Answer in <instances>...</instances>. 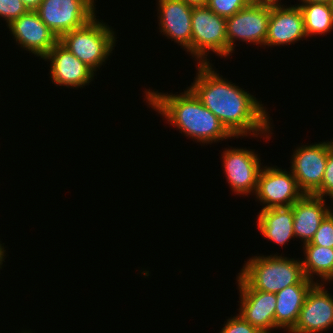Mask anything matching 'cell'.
I'll return each instance as SVG.
<instances>
[{
  "label": "cell",
  "mask_w": 333,
  "mask_h": 333,
  "mask_svg": "<svg viewBox=\"0 0 333 333\" xmlns=\"http://www.w3.org/2000/svg\"><path fill=\"white\" fill-rule=\"evenodd\" d=\"M239 314L263 333L275 328L276 294L260 290H239Z\"/></svg>",
  "instance_id": "cell-17"
},
{
  "label": "cell",
  "mask_w": 333,
  "mask_h": 333,
  "mask_svg": "<svg viewBox=\"0 0 333 333\" xmlns=\"http://www.w3.org/2000/svg\"><path fill=\"white\" fill-rule=\"evenodd\" d=\"M191 56L197 64L210 63V51L228 57L226 18L215 14L207 5L193 6ZM199 61V62H198Z\"/></svg>",
  "instance_id": "cell-5"
},
{
  "label": "cell",
  "mask_w": 333,
  "mask_h": 333,
  "mask_svg": "<svg viewBox=\"0 0 333 333\" xmlns=\"http://www.w3.org/2000/svg\"><path fill=\"white\" fill-rule=\"evenodd\" d=\"M250 2L251 0H208L207 6L215 14L227 18L246 7Z\"/></svg>",
  "instance_id": "cell-22"
},
{
  "label": "cell",
  "mask_w": 333,
  "mask_h": 333,
  "mask_svg": "<svg viewBox=\"0 0 333 333\" xmlns=\"http://www.w3.org/2000/svg\"><path fill=\"white\" fill-rule=\"evenodd\" d=\"M318 282L304 277L298 284L276 293L275 329L282 328L289 333L294 328L308 291Z\"/></svg>",
  "instance_id": "cell-18"
},
{
  "label": "cell",
  "mask_w": 333,
  "mask_h": 333,
  "mask_svg": "<svg viewBox=\"0 0 333 333\" xmlns=\"http://www.w3.org/2000/svg\"><path fill=\"white\" fill-rule=\"evenodd\" d=\"M313 195L324 199L325 196H329V198H331L330 200H333V151L331 150L328 152V158L321 187Z\"/></svg>",
  "instance_id": "cell-25"
},
{
  "label": "cell",
  "mask_w": 333,
  "mask_h": 333,
  "mask_svg": "<svg viewBox=\"0 0 333 333\" xmlns=\"http://www.w3.org/2000/svg\"><path fill=\"white\" fill-rule=\"evenodd\" d=\"M16 43L29 53L43 58L58 42V37L40 19L37 11H27L8 26Z\"/></svg>",
  "instance_id": "cell-12"
},
{
  "label": "cell",
  "mask_w": 333,
  "mask_h": 333,
  "mask_svg": "<svg viewBox=\"0 0 333 333\" xmlns=\"http://www.w3.org/2000/svg\"><path fill=\"white\" fill-rule=\"evenodd\" d=\"M330 150L328 141L307 143L294 150L290 169L304 194L313 195L321 187Z\"/></svg>",
  "instance_id": "cell-9"
},
{
  "label": "cell",
  "mask_w": 333,
  "mask_h": 333,
  "mask_svg": "<svg viewBox=\"0 0 333 333\" xmlns=\"http://www.w3.org/2000/svg\"><path fill=\"white\" fill-rule=\"evenodd\" d=\"M304 249V260L301 259L303 272L306 278L313 281L314 276L321 277V284L333 281V248H326L306 243ZM323 279V280H322Z\"/></svg>",
  "instance_id": "cell-20"
},
{
  "label": "cell",
  "mask_w": 333,
  "mask_h": 333,
  "mask_svg": "<svg viewBox=\"0 0 333 333\" xmlns=\"http://www.w3.org/2000/svg\"><path fill=\"white\" fill-rule=\"evenodd\" d=\"M100 21L95 16L87 24L66 32L59 39L63 46L94 72L106 63L117 41L113 28Z\"/></svg>",
  "instance_id": "cell-4"
},
{
  "label": "cell",
  "mask_w": 333,
  "mask_h": 333,
  "mask_svg": "<svg viewBox=\"0 0 333 333\" xmlns=\"http://www.w3.org/2000/svg\"><path fill=\"white\" fill-rule=\"evenodd\" d=\"M189 5L192 6H205L207 5L208 0H183Z\"/></svg>",
  "instance_id": "cell-28"
},
{
  "label": "cell",
  "mask_w": 333,
  "mask_h": 333,
  "mask_svg": "<svg viewBox=\"0 0 333 333\" xmlns=\"http://www.w3.org/2000/svg\"><path fill=\"white\" fill-rule=\"evenodd\" d=\"M298 6L303 14L307 37L325 35L333 30V10L330 4L299 2Z\"/></svg>",
  "instance_id": "cell-21"
},
{
  "label": "cell",
  "mask_w": 333,
  "mask_h": 333,
  "mask_svg": "<svg viewBox=\"0 0 333 333\" xmlns=\"http://www.w3.org/2000/svg\"><path fill=\"white\" fill-rule=\"evenodd\" d=\"M325 202L324 198L304 194L292 205L293 232L296 238L303 241L302 245L311 242L321 222L332 211Z\"/></svg>",
  "instance_id": "cell-16"
},
{
  "label": "cell",
  "mask_w": 333,
  "mask_h": 333,
  "mask_svg": "<svg viewBox=\"0 0 333 333\" xmlns=\"http://www.w3.org/2000/svg\"><path fill=\"white\" fill-rule=\"evenodd\" d=\"M223 326L220 333H263L247 322L240 314L227 319Z\"/></svg>",
  "instance_id": "cell-26"
},
{
  "label": "cell",
  "mask_w": 333,
  "mask_h": 333,
  "mask_svg": "<svg viewBox=\"0 0 333 333\" xmlns=\"http://www.w3.org/2000/svg\"><path fill=\"white\" fill-rule=\"evenodd\" d=\"M330 5H331V7H332V10H333V0L331 1Z\"/></svg>",
  "instance_id": "cell-33"
},
{
  "label": "cell",
  "mask_w": 333,
  "mask_h": 333,
  "mask_svg": "<svg viewBox=\"0 0 333 333\" xmlns=\"http://www.w3.org/2000/svg\"><path fill=\"white\" fill-rule=\"evenodd\" d=\"M28 9L21 0H0V18H4L8 26L13 20L25 14Z\"/></svg>",
  "instance_id": "cell-24"
},
{
  "label": "cell",
  "mask_w": 333,
  "mask_h": 333,
  "mask_svg": "<svg viewBox=\"0 0 333 333\" xmlns=\"http://www.w3.org/2000/svg\"><path fill=\"white\" fill-rule=\"evenodd\" d=\"M310 244L333 248V209L321 222Z\"/></svg>",
  "instance_id": "cell-23"
},
{
  "label": "cell",
  "mask_w": 333,
  "mask_h": 333,
  "mask_svg": "<svg viewBox=\"0 0 333 333\" xmlns=\"http://www.w3.org/2000/svg\"><path fill=\"white\" fill-rule=\"evenodd\" d=\"M24 6L30 11H36L42 0H21Z\"/></svg>",
  "instance_id": "cell-27"
},
{
  "label": "cell",
  "mask_w": 333,
  "mask_h": 333,
  "mask_svg": "<svg viewBox=\"0 0 333 333\" xmlns=\"http://www.w3.org/2000/svg\"><path fill=\"white\" fill-rule=\"evenodd\" d=\"M94 0H42L36 10L40 19L60 39L96 15Z\"/></svg>",
  "instance_id": "cell-7"
},
{
  "label": "cell",
  "mask_w": 333,
  "mask_h": 333,
  "mask_svg": "<svg viewBox=\"0 0 333 333\" xmlns=\"http://www.w3.org/2000/svg\"><path fill=\"white\" fill-rule=\"evenodd\" d=\"M224 174L231 191L237 195H250L256 192L261 160L255 151L242 148H226L221 154ZM262 165V166H261Z\"/></svg>",
  "instance_id": "cell-10"
},
{
  "label": "cell",
  "mask_w": 333,
  "mask_h": 333,
  "mask_svg": "<svg viewBox=\"0 0 333 333\" xmlns=\"http://www.w3.org/2000/svg\"><path fill=\"white\" fill-rule=\"evenodd\" d=\"M251 1L252 2L271 3V4L281 2V0L280 1L279 0H251Z\"/></svg>",
  "instance_id": "cell-31"
},
{
  "label": "cell",
  "mask_w": 333,
  "mask_h": 333,
  "mask_svg": "<svg viewBox=\"0 0 333 333\" xmlns=\"http://www.w3.org/2000/svg\"><path fill=\"white\" fill-rule=\"evenodd\" d=\"M144 93L148 105L165 117L168 124L170 122L181 134L183 132L200 144L217 143L234 137L189 88L177 95L150 89Z\"/></svg>",
  "instance_id": "cell-2"
},
{
  "label": "cell",
  "mask_w": 333,
  "mask_h": 333,
  "mask_svg": "<svg viewBox=\"0 0 333 333\" xmlns=\"http://www.w3.org/2000/svg\"><path fill=\"white\" fill-rule=\"evenodd\" d=\"M306 38L303 14L296 4L270 3V19L264 46H284Z\"/></svg>",
  "instance_id": "cell-14"
},
{
  "label": "cell",
  "mask_w": 333,
  "mask_h": 333,
  "mask_svg": "<svg viewBox=\"0 0 333 333\" xmlns=\"http://www.w3.org/2000/svg\"><path fill=\"white\" fill-rule=\"evenodd\" d=\"M212 66L211 63H198L196 78L187 88L216 115L234 138L251 135H263L266 140L271 138L272 119H269L266 107L248 91L220 76Z\"/></svg>",
  "instance_id": "cell-1"
},
{
  "label": "cell",
  "mask_w": 333,
  "mask_h": 333,
  "mask_svg": "<svg viewBox=\"0 0 333 333\" xmlns=\"http://www.w3.org/2000/svg\"><path fill=\"white\" fill-rule=\"evenodd\" d=\"M193 6L183 0H158L160 32L191 55Z\"/></svg>",
  "instance_id": "cell-15"
},
{
  "label": "cell",
  "mask_w": 333,
  "mask_h": 333,
  "mask_svg": "<svg viewBox=\"0 0 333 333\" xmlns=\"http://www.w3.org/2000/svg\"><path fill=\"white\" fill-rule=\"evenodd\" d=\"M305 277L301 261L284 256L250 257L238 273V290H260L276 294Z\"/></svg>",
  "instance_id": "cell-3"
},
{
  "label": "cell",
  "mask_w": 333,
  "mask_h": 333,
  "mask_svg": "<svg viewBox=\"0 0 333 333\" xmlns=\"http://www.w3.org/2000/svg\"><path fill=\"white\" fill-rule=\"evenodd\" d=\"M50 62V79L57 86L81 88L94 79V71L58 42L43 58Z\"/></svg>",
  "instance_id": "cell-13"
},
{
  "label": "cell",
  "mask_w": 333,
  "mask_h": 333,
  "mask_svg": "<svg viewBox=\"0 0 333 333\" xmlns=\"http://www.w3.org/2000/svg\"><path fill=\"white\" fill-rule=\"evenodd\" d=\"M300 2L326 3L330 4L332 0H299Z\"/></svg>",
  "instance_id": "cell-30"
},
{
  "label": "cell",
  "mask_w": 333,
  "mask_h": 333,
  "mask_svg": "<svg viewBox=\"0 0 333 333\" xmlns=\"http://www.w3.org/2000/svg\"><path fill=\"white\" fill-rule=\"evenodd\" d=\"M324 284L308 291L296 325L289 333H322L333 327V296Z\"/></svg>",
  "instance_id": "cell-11"
},
{
  "label": "cell",
  "mask_w": 333,
  "mask_h": 333,
  "mask_svg": "<svg viewBox=\"0 0 333 333\" xmlns=\"http://www.w3.org/2000/svg\"><path fill=\"white\" fill-rule=\"evenodd\" d=\"M5 249H4V245L2 246V244L0 243V268L2 269V264H3V261L5 260V255H6V253H5Z\"/></svg>",
  "instance_id": "cell-29"
},
{
  "label": "cell",
  "mask_w": 333,
  "mask_h": 333,
  "mask_svg": "<svg viewBox=\"0 0 333 333\" xmlns=\"http://www.w3.org/2000/svg\"><path fill=\"white\" fill-rule=\"evenodd\" d=\"M328 142H329V144H330L331 151H333V140H331V141H328Z\"/></svg>",
  "instance_id": "cell-32"
},
{
  "label": "cell",
  "mask_w": 333,
  "mask_h": 333,
  "mask_svg": "<svg viewBox=\"0 0 333 333\" xmlns=\"http://www.w3.org/2000/svg\"><path fill=\"white\" fill-rule=\"evenodd\" d=\"M270 19V3L250 2L233 16L226 18L228 56L233 53L236 40L265 44Z\"/></svg>",
  "instance_id": "cell-6"
},
{
  "label": "cell",
  "mask_w": 333,
  "mask_h": 333,
  "mask_svg": "<svg viewBox=\"0 0 333 333\" xmlns=\"http://www.w3.org/2000/svg\"><path fill=\"white\" fill-rule=\"evenodd\" d=\"M293 221L292 206H289L261 210L256 223L265 238L277 245H285L291 238H295Z\"/></svg>",
  "instance_id": "cell-19"
},
{
  "label": "cell",
  "mask_w": 333,
  "mask_h": 333,
  "mask_svg": "<svg viewBox=\"0 0 333 333\" xmlns=\"http://www.w3.org/2000/svg\"><path fill=\"white\" fill-rule=\"evenodd\" d=\"M254 195L264 204L261 210H265L292 206L304 193L300 190L291 170L289 172L277 166H263Z\"/></svg>",
  "instance_id": "cell-8"
}]
</instances>
